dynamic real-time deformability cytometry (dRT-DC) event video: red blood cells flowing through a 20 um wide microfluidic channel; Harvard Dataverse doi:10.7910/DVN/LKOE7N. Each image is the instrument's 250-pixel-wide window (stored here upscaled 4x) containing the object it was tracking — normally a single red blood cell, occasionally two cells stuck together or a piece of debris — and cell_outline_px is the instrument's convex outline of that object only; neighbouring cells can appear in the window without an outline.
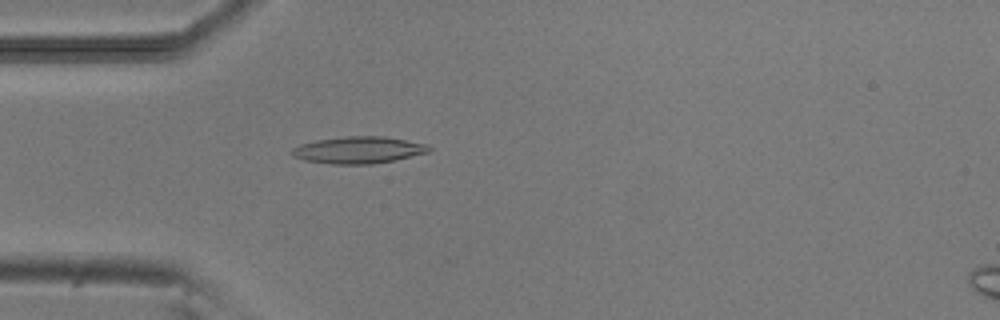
{"species": "common noctule bat (a hibernating species)", "species_latin": "Nyctalus noctula", "temperature_condition": "room temperature", "stored_images_in_passage": 52, "camera_frame_rate_fps": 3000, "um_per_image_px": 0.085, "animal": {"sex": "male", "body_mass_g": 20.5, "forearm_length_mm": 52.5}, "frame": {"image": 1, "passage_image": 15, "time_ms": 4.667, "image_size_px": [1000, 320], "cell_outline_px": [[432, 148], [428, 152], [396, 160], [372, 164], [332, 164], [304, 160], [292, 156], [292, 148], [300, 144], [316, 140], [348, 136], [384, 136], [428, 144]], "centroid_in_image_um": [30.48, 12.75], "position_along_channel_um": 54.5, "area_um2": 21.5}}
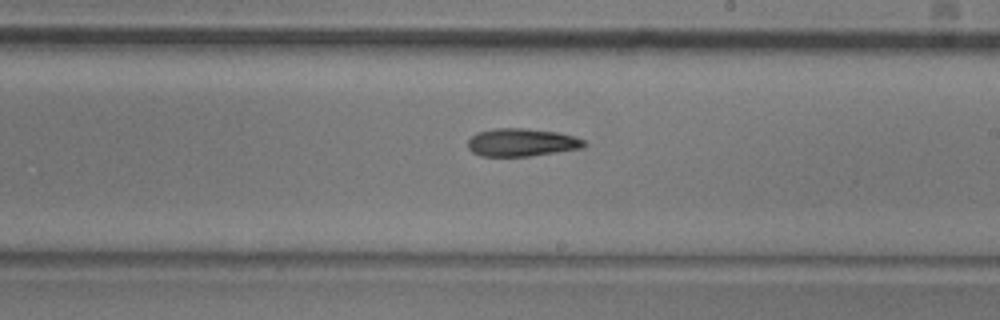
{"frame": {"image": 2, "passage_image": 30, "time_ms": 9.667, "image_size_px": [1000, 320], "cell_outline_px": [[588, 144], [584, 148], [532, 156], [480, 156], [472, 152], [468, 148], [468, 140], [476, 132], [492, 128], [524, 128], [556, 132], [576, 136], [584, 140]], "centroid_in_image_um": [44.36, 12.1], "position_along_channel_um": 244.6, "area_um2": 19.19}}
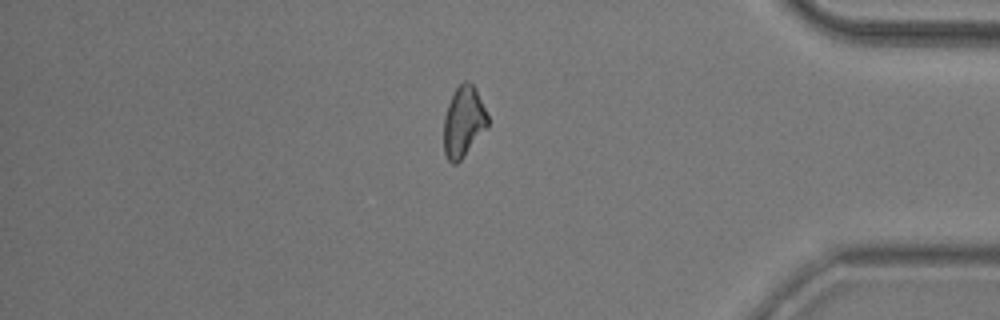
{"frame": {"image": 3, "passage_image": 44, "time_ms": 14.333, "image_size_px": [1000, 320], "cell_outline_px": [[488, 128], [460, 160], [456, 164], [452, 164], [448, 160], [444, 152], [444, 116], [448, 104], [456, 88], [464, 80], [468, 80], [476, 88], [488, 116]], "centroid_in_image_um": [39.41, 10.34], "position_along_channel_um": 395.8, "area_um2": 18.15}, "authors_computed_cell_mechanics": {"area_um2": 18.9295, "velocity_mm_per_s": 3.8987, "shape_relaxation_time_tau1_ms": 5.5509, "shape_relaxation_time_tau2_ms": null, "deformation_change_tau1": 0.1432, "deformation_change_tau2": null}}